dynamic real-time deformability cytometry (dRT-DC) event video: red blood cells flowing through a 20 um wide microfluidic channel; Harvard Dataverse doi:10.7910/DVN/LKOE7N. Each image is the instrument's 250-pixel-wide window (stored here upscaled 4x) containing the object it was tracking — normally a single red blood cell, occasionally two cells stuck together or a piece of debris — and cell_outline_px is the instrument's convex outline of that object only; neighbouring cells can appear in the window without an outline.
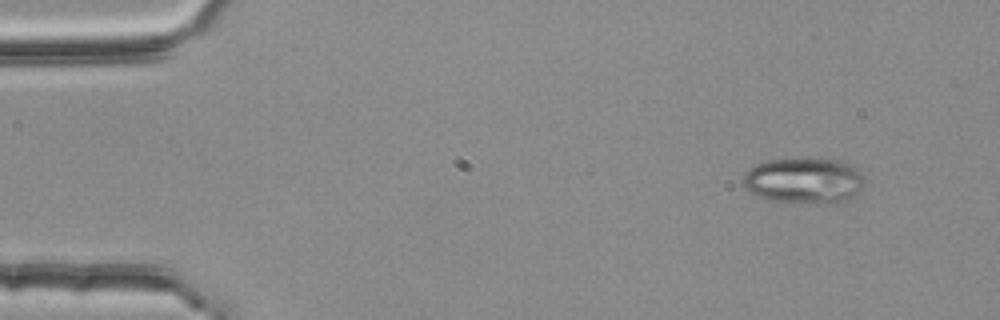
{"species": "common noctule bat (a hibernating species)", "species_latin": "Nyctalus noctula", "temperature_condition": "room temperature", "stored_images_in_passage": 4, "camera_frame_rate_fps": 3000, "um_per_image_px": 0.085, "animal": {"sex": "female", "body_mass_g": 25.1}, "frame": {"image": 1, "passage_image": 1, "time_ms": 0.0, "image_size_px": [1000, 320], "cell_outline_px": [[864, 184], [848, 200], [836, 204], [768, 200], [756, 196], [748, 192], [744, 188], [740, 180], [756, 164], [768, 160], [812, 156], [840, 160], [856, 168], [864, 176]], "centroid_in_image_um": [68.33, 15.32], "position_along_channel_um": 16.7, "area_um2": 33.12}}